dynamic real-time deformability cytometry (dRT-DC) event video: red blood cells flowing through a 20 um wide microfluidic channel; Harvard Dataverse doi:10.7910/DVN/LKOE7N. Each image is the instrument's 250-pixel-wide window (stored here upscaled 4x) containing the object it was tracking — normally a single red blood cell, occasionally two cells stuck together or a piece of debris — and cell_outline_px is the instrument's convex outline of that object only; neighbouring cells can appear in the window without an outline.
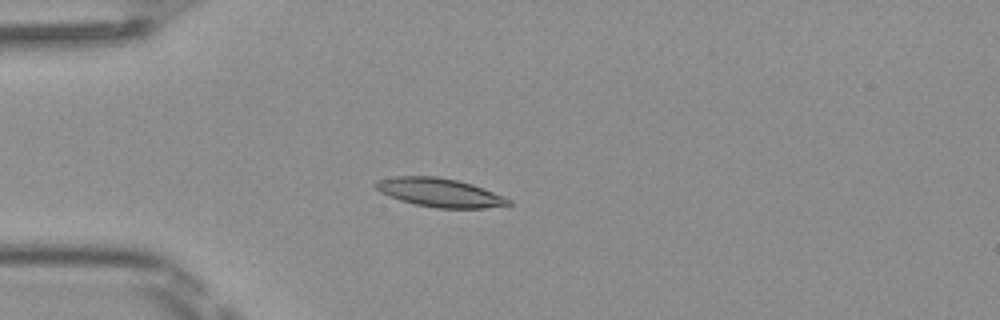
{"species": "Egyptian fruit bat (a non-hibernating species)", "species_latin": "Rousettus aegyptiacus", "temperature_condition": "room temperature", "stored_images_in_passage": 37, "camera_frame_rate_fps": 3000, "um_per_image_px": 0.085, "frame": {"image": 1, "passage_image": 11, "time_ms": 3.333, "image_size_px": [1000, 320], "cell_outline_px": [[512, 204], [484, 208], [436, 208], [416, 204], [400, 200], [388, 196], [380, 192], [372, 184], [376, 180], [392, 176], [436, 176], [456, 180], [472, 184], [504, 196], [512, 200]], "centroid_in_image_um": [37.33, 16.36], "position_along_channel_um": 47.7, "area_um2": 22.25}}
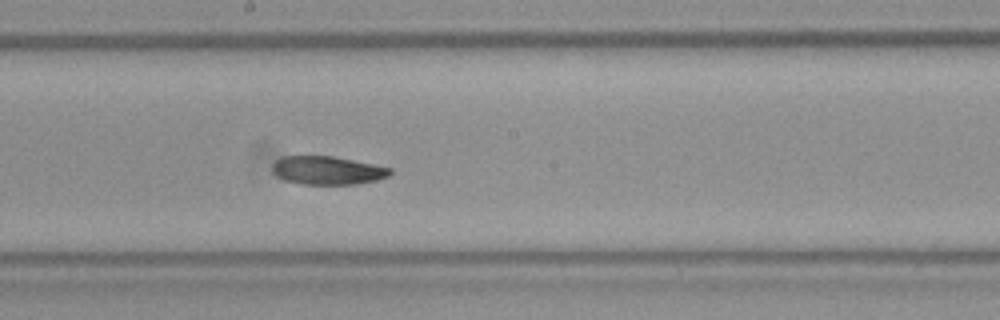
{"frame": {"image": 2, "passage_image": 25, "time_ms": 8.0, "image_size_px": [1000, 320], "cell_outline_px": [[392, 172], [388, 176], [376, 180], [356, 184], [304, 184], [284, 180], [276, 176], [272, 172], [272, 164], [276, 160], [284, 156], [332, 156], [392, 168]], "centroid_in_image_um": [27.8, 14.48], "position_along_channel_um": 220.4, "area_um2": 19.36}}
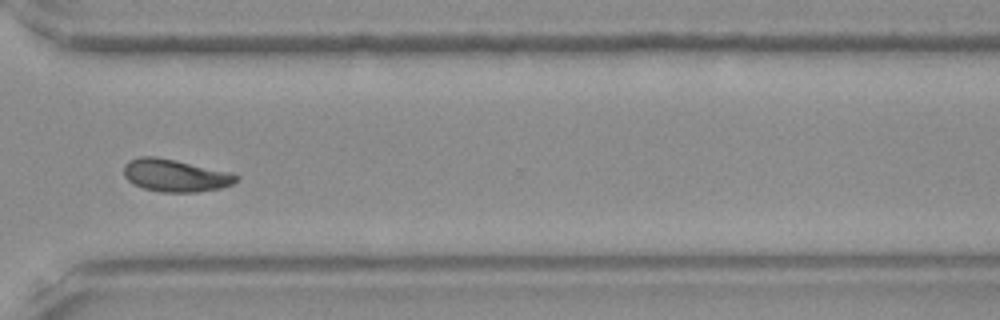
{"frame": {"image": 3, "passage_image": 35, "time_ms": 11.333, "image_size_px": [1000, 320], "cell_outline_px": [[240, 180], [232, 184], [220, 188], [196, 192], [160, 192], [144, 188], [132, 184], [124, 176], [124, 164], [128, 160], [140, 156], [156, 156], [228, 172], [240, 176]], "centroid_in_image_um": [14.86, 14.92], "position_along_channel_um": 355.7, "area_um2": 21.21}, "authors_computed_cell_mechanics": {"area_um2": 20.7502, "velocity_mm_per_s": 4.0632, "shape_relaxation_time_tau1_ms": 7.4248, "shape_relaxation_time_tau2_ms": 6.8678, "deformation_change_tau1": 0.151, "deformation_change_tau2": 0.1117}}